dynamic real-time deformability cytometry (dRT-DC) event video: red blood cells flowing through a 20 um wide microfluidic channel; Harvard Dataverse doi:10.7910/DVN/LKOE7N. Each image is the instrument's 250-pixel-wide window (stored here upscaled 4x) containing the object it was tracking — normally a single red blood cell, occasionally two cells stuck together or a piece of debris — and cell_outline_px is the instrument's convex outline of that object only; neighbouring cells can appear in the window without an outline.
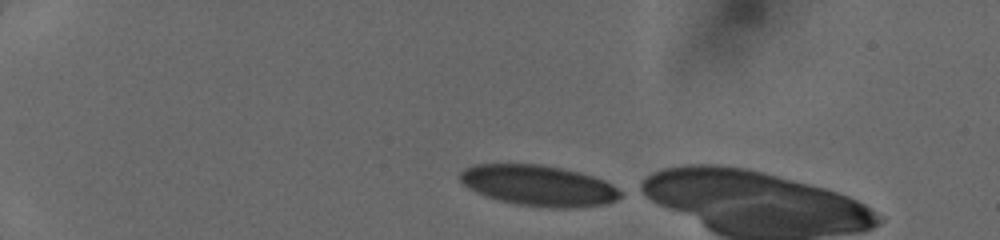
{"species": "human", "species_latin": "Homo sapiens", "temperature_condition": "cold", "stored_images_in_passage": 35, "camera_frame_rate_fps": 3000, "um_per_image_px": 0.085, "donor": {"sex": "female"}, "frame": {"image": 1, "passage_image": 1, "time_ms": 0.0, "image_size_px": [1000, 240], "cell_outline_px": [[620, 196], [616, 200], [608, 204], [572, 208], [552, 208], [516, 204], [500, 200], [476, 192], [468, 188], [460, 180], [460, 172], [464, 168], [476, 164], [540, 164], [580, 172], [604, 180], [612, 184], [620, 192]], "centroid_in_image_um": [45.78, 15.77], "position_along_channel_um": 39.2, "area_um2": 37.97}}
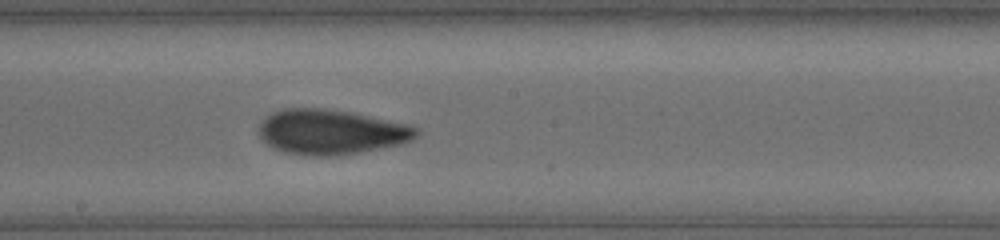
{"frame": {"image": 2, "passage_image": 19, "time_ms": 6.0, "image_size_px": [1000, 240], "cell_outline_px": [[420, 132], [412, 140], [400, 144], [360, 152], [336, 156], [308, 156], [284, 152], [268, 144], [256, 132], [264, 116], [272, 112], [284, 108], [320, 108], [348, 112], [368, 116], [404, 124], [420, 128]], "centroid_in_image_um": [28.09, 11.22], "position_along_channel_um": 220.1, "area_um2": 41.1}}
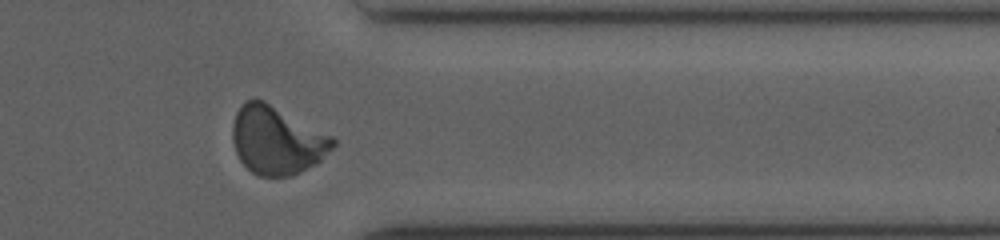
{"frame": {"image": 3, "passage_image": 31, "time_ms": 10.0, "image_size_px": [1000, 240], "cell_outline_px": [[336, 144], [316, 164], [292, 176], [260, 176], [252, 172], [240, 160], [236, 152], [232, 140], [232, 124], [236, 112], [240, 104], [248, 100], [264, 100], [332, 136], [336, 140]], "centroid_in_image_um": [23.51, 11.92], "position_along_channel_um": 387.9, "area_um2": 39.65}}